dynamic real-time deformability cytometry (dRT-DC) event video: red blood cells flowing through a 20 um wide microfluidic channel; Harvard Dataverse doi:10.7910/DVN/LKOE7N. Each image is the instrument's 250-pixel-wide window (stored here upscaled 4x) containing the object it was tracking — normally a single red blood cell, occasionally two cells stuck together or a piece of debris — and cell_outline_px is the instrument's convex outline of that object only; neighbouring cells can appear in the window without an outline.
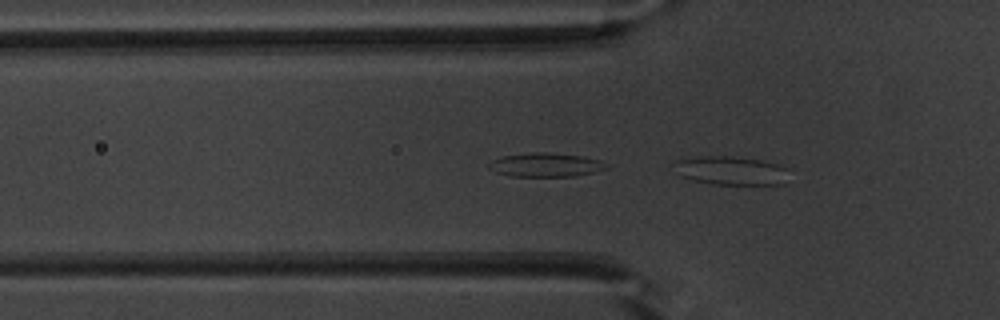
{"species": "common noctule bat (a hibernating species)", "species_latin": "Nyctalus noctula", "temperature_condition": "warm", "stored_images_in_passage": 16, "camera_frame_rate_fps": 3000, "um_per_image_px": 0.085, "animal": {"sex": "male", "body_mass_g": 20.1, "forearm_length_mm": 53.5}, "frame": {"image": 1, "passage_image": 12, "time_ms": 3.667, "image_size_px": [1000, 320], "cell_outline_px": [[788, 168], [784, 184], [712, 184], [692, 180], [680, 176], [676, 160], [700, 156], [732, 156], [764, 160], [780, 164]], "centroid_in_image_um": [62.2, 14.49], "position_along_channel_um": 63.6, "area_um2": 19.07}}
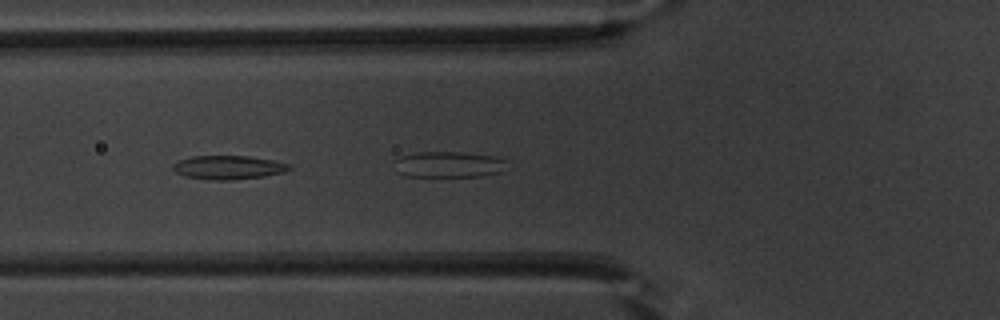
{"frame": {"image": 2, "passage_image": 14, "time_ms": 4.333, "image_size_px": [1000, 320], "cell_outline_px": [[292, 168], [284, 172], [264, 176], [228, 180], [212, 180], [184, 176], [176, 172], [172, 168], [172, 164], [180, 160], [192, 156], [248, 156], [272, 160], [288, 164]], "centroid_in_image_um": [19.38, 14.23], "position_along_channel_um": 106.4, "area_um2": 15.95}}